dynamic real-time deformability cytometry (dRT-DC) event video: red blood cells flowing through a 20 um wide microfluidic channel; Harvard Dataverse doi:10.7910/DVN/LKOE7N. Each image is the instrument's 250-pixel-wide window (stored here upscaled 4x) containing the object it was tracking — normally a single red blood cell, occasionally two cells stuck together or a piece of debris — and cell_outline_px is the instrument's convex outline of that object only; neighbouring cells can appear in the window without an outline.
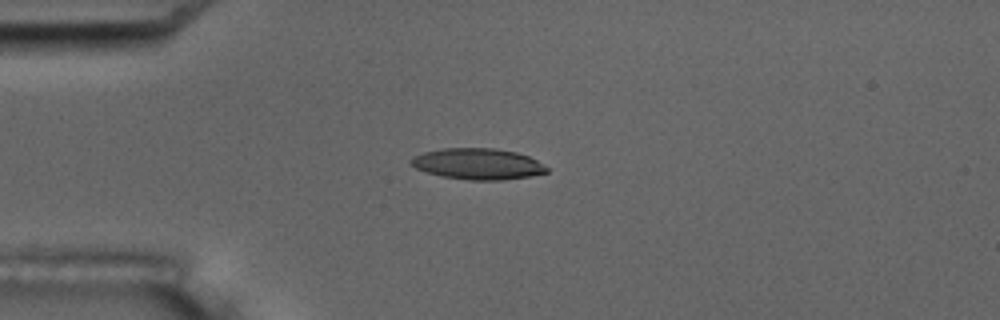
{"species": "common noctule bat (a hibernating species)", "species_latin": "Nyctalus noctula", "temperature_condition": "room temperature", "stored_images_in_passage": 10, "camera_frame_rate_fps": 3000, "um_per_image_px": 0.085, "animal": {"sex": "male", "body_mass_g": 17.5, "forearm_length_mm": 52.3}, "frame": {"image": 1, "passage_image": 5, "time_ms": 4.667, "image_size_px": [1000, 320], "cell_outline_px": [[548, 172], [532, 176], [504, 180], [468, 180], [440, 176], [416, 168], [408, 160], [424, 152], [444, 148], [496, 148], [516, 152], [528, 156], [536, 160], [548, 168]], "centroid_in_image_um": [40.64, 13.94], "position_along_channel_um": 44.4, "area_um2": 24.57}}
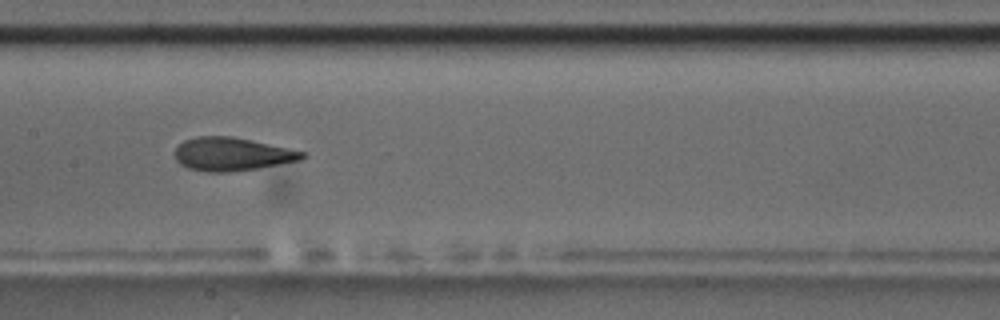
{"frame": {"image": 2, "passage_image": 9, "time_ms": 9.333, "image_size_px": [1000, 320], "cell_outline_px": [[308, 156], [300, 160], [256, 168], [224, 172], [208, 172], [188, 168], [180, 164], [176, 160], [176, 148], [184, 140], [196, 136], [232, 136], [252, 140], [308, 152]], "centroid_in_image_um": [19.74, 13.09], "position_along_channel_um": 187.7, "area_um2": 24.62}}
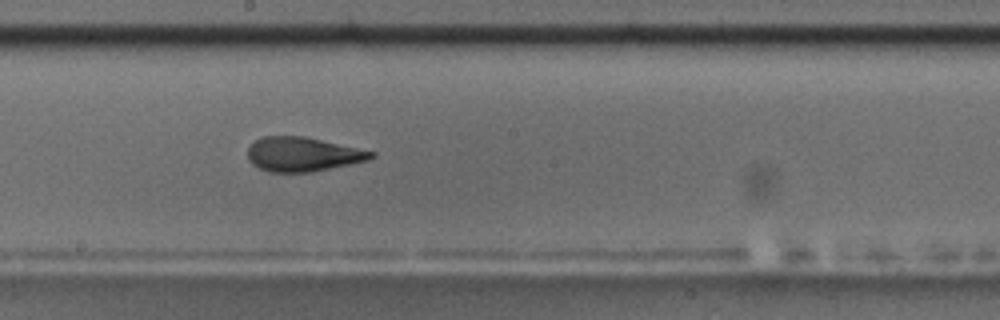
{"frame": {"image": 3, "passage_image": 10, "time_ms": 10.333, "image_size_px": [1000, 320], "cell_outline_px": [[376, 156], [368, 160], [312, 172], [268, 172], [252, 164], [248, 160], [248, 148], [256, 140], [264, 136], [304, 136], [376, 152]], "centroid_in_image_um": [25.73, 13.12], "position_along_channel_um": 222.5, "area_um2": 24.57}}